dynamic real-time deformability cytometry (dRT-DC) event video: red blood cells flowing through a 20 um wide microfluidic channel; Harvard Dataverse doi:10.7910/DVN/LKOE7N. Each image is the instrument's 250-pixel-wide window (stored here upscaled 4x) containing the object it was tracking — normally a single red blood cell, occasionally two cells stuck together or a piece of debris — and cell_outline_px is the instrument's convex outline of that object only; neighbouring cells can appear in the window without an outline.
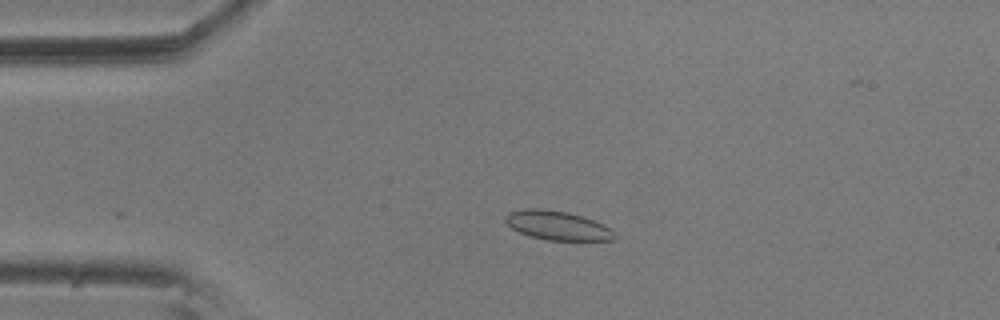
{"species": "common noctule bat (a hibernating species)", "species_latin": "Nyctalus noctula", "temperature_condition": "room temperature", "stored_images_in_passage": 4, "camera_frame_rate_fps": 3000, "um_per_image_px": 0.085, "animal": {"sex": "male", "body_mass_g": 20.5, "forearm_length_mm": 52.5}, "frame": {"image": 1, "passage_image": 3, "time_ms": 0.667, "image_size_px": [1000, 320], "cell_outline_px": [[616, 236], [612, 240], [548, 240], [532, 236], [520, 232], [512, 228], [504, 220], [504, 216], [508, 212], [524, 208], [540, 208], [568, 212], [592, 220], [616, 232]], "centroid_in_image_um": [47.33, 19.15], "position_along_channel_um": 37.7, "area_um2": 18.26}}